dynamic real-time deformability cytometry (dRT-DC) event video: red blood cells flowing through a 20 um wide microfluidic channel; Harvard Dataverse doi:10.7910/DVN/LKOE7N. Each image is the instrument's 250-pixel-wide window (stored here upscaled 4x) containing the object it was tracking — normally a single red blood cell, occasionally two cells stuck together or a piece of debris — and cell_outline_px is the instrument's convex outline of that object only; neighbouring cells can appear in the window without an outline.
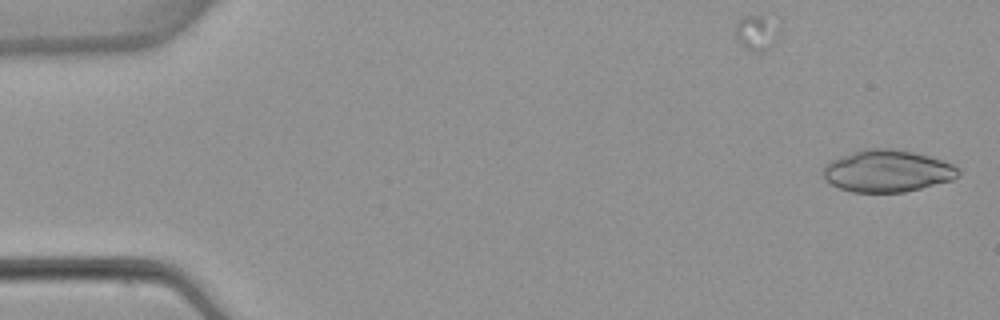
{"species": "common noctule bat (a hibernating species)", "species_latin": "Nyctalus noctula", "temperature_condition": "warm", "stored_images_in_passage": 2, "camera_frame_rate_fps": 3000, "um_per_image_px": 0.085, "animal": {"sex": "female", "body_mass_g": 22.7, "forearm_length_mm": 54.2}, "frame": {"image": 1, "passage_image": 1, "time_ms": 0.0, "image_size_px": [1000, 320], "cell_outline_px": [[960, 176], [952, 180], [904, 192], [852, 192], [840, 188], [824, 180], [824, 164], [840, 156], [860, 148], [888, 148], [912, 152], [944, 160], [952, 164], [960, 172]], "centroid_in_image_um": [75.4, 14.53], "position_along_channel_um": 9.6, "area_um2": 33.12}}